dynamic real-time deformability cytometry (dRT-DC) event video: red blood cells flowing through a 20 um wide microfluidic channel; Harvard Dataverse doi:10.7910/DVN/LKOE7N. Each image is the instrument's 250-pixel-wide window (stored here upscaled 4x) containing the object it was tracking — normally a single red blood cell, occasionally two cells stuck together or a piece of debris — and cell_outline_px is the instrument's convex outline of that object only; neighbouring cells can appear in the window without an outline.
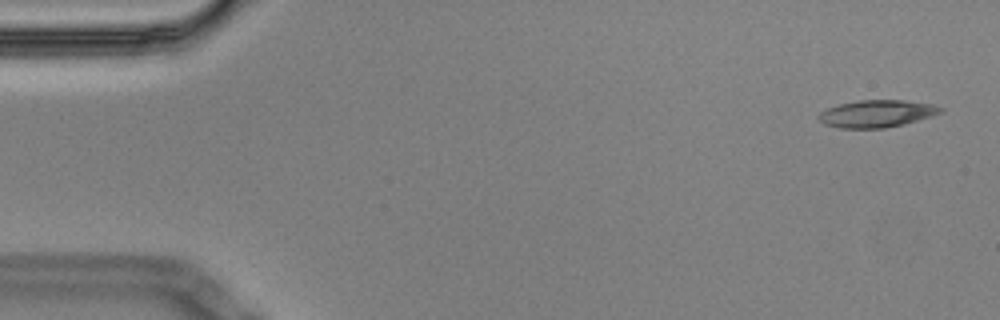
{"species": "Egyptian fruit bat (a non-hibernating species)", "species_latin": "Rousettus aegyptiacus", "temperature_condition": "cold", "stored_images_in_passage": 4, "camera_frame_rate_fps": 3000, "um_per_image_px": 0.085, "animal": {"sex": "male"}, "frame": {"image": 1, "passage_image": 1, "time_ms": 0.0, "image_size_px": [1000, 320], "cell_outline_px": [[944, 112], [932, 116], [904, 124], [884, 128], [840, 128], [824, 124], [816, 116], [820, 112], [828, 108], [840, 104], [860, 100], [904, 100], [932, 104], [944, 108]], "centroid_in_image_um": [74.55, 9.66], "position_along_channel_um": 10.5, "area_um2": 19.36}}